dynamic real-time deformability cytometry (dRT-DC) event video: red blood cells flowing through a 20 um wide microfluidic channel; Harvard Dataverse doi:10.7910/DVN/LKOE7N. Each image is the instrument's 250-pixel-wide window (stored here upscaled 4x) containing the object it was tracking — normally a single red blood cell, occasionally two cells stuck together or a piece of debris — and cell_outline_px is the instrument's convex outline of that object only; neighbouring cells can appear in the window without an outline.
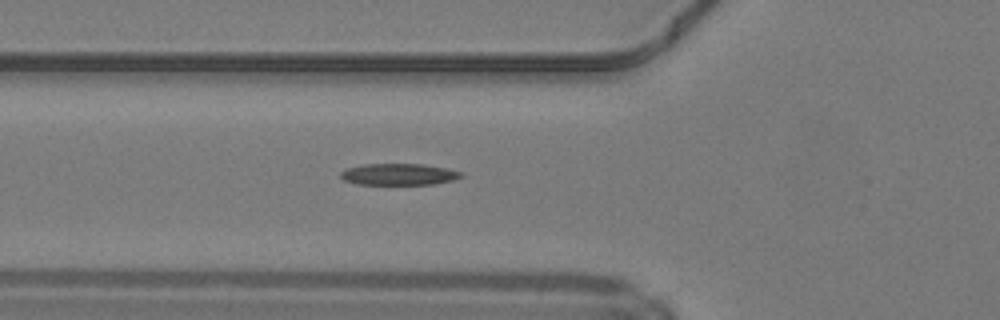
{"species": "common noctule bat (a hibernating species)", "species_latin": "Nyctalus noctula", "temperature_condition": "warm", "stored_images_in_passage": 29, "camera_frame_rate_fps": 3000, "um_per_image_px": 0.085, "animal": {"sex": "male", "body_mass_g": 19.2, "forearm_length_mm": 51.8}, "frame": {"image": 1, "passage_image": 5, "time_ms": 1.333, "image_size_px": [1000, 320], "cell_outline_px": [[464, 176], [452, 180], [436, 184], [356, 184], [344, 180], [340, 176], [340, 172], [348, 168], [364, 164], [424, 164], [464, 172]], "centroid_in_image_um": [33.92, 14.82], "position_along_channel_um": 91.9, "area_um2": 15.09}}
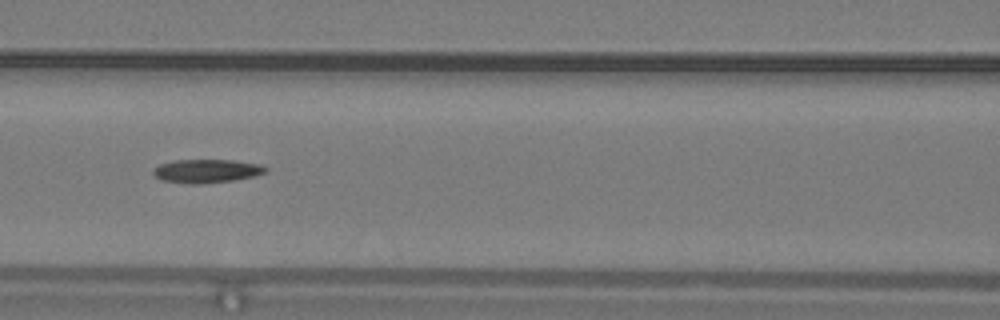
{"frame": {"image": 2, "passage_image": 9, "time_ms": 2.667, "image_size_px": [1000, 320], "cell_outline_px": [[268, 172], [252, 176], [232, 180], [200, 184], [188, 184], [160, 180], [152, 172], [160, 164], [172, 160], [232, 160], [260, 164], [268, 168]], "centroid_in_image_um": [17.56, 14.53], "position_along_channel_um": 149.0, "area_um2": 15.37}}